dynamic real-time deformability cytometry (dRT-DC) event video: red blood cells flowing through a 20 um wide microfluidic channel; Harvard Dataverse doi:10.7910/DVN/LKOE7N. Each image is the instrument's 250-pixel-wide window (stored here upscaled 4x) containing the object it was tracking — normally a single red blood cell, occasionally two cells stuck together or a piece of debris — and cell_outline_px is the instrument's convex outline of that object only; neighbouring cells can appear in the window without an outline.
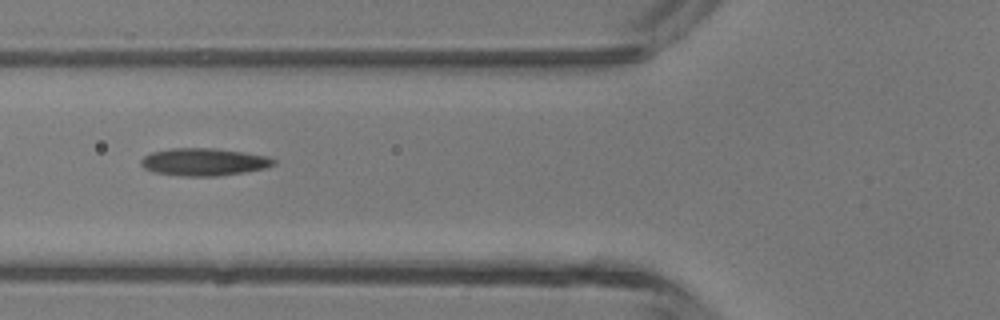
{"species": "common noctule bat (a hibernating species)", "species_latin": "Nyctalus noctula", "temperature_condition": "room temperature", "stored_images_in_passage": 12, "camera_frame_rate_fps": 3000, "um_per_image_px": 0.085, "animal": {"sex": "male", "body_mass_g": 13.3}, "frame": {"image": 1, "passage_image": 4, "time_ms": 1.0, "image_size_px": [1000, 320], "cell_outline_px": [[276, 164], [264, 168], [216, 176], [180, 176], [152, 172], [144, 168], [140, 164], [140, 160], [144, 156], [152, 152], [172, 148], [216, 148], [244, 152], [264, 156], [276, 160]], "centroid_in_image_um": [17.27, 13.76], "position_along_channel_um": 108.5, "area_um2": 21.15}}
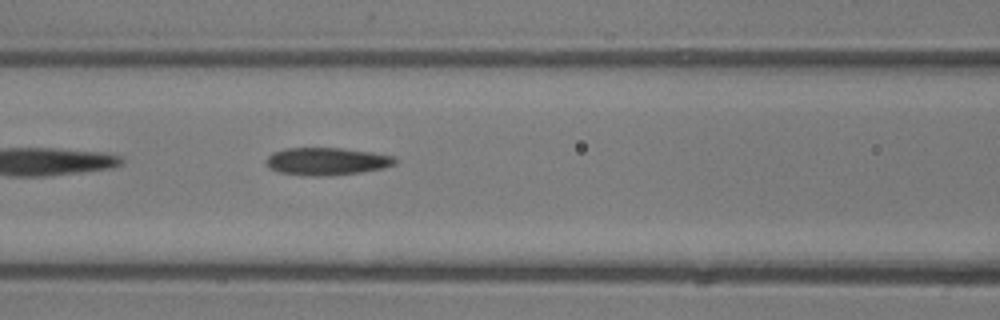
{"frame": {"image": 2, "passage_image": 6, "time_ms": 1.667, "image_size_px": [1000, 320], "cell_outline_px": [[396, 164], [384, 168], [360, 172], [328, 176], [312, 176], [276, 172], [268, 168], [268, 156], [272, 152], [284, 148], [344, 148], [372, 152], [392, 156], [396, 160]], "centroid_in_image_um": [27.76, 13.71], "position_along_channel_um": 138.8, "area_um2": 20.75}}